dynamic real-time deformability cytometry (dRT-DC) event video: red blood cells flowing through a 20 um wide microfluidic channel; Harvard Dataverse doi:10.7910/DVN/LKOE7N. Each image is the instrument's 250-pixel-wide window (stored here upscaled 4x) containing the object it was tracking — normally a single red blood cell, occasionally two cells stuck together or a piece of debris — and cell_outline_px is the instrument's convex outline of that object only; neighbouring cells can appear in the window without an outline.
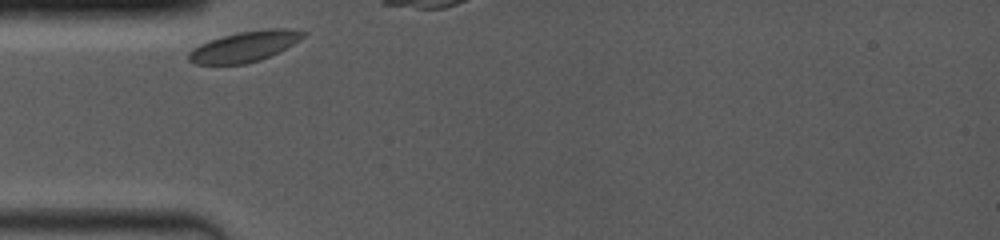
{"species": "common noctule bat (a hibernating species)", "species_latin": "Nyctalus noctula", "temperature_condition": "room temperature", "stored_images_in_passage": 51, "camera_frame_rate_fps": 4000, "um_per_image_px": 0.085, "animal": {"sex": "female", "body_mass_g": 19.0, "forearm_length_mm": 53.3}, "frame": {"image": 1, "passage_image": 1, "time_ms": 0.0, "image_size_px": [1000, 240], "cell_outline_px": [[308, 32], [304, 36], [292, 44], [260, 60], [244, 64], [196, 64], [188, 60], [188, 52], [192, 48], [200, 44], [224, 36], [240, 32], [268, 28], [284, 28]], "centroid_in_image_um": [20.76, 3.95], "position_along_channel_um": 64.2, "area_um2": 19.94}}
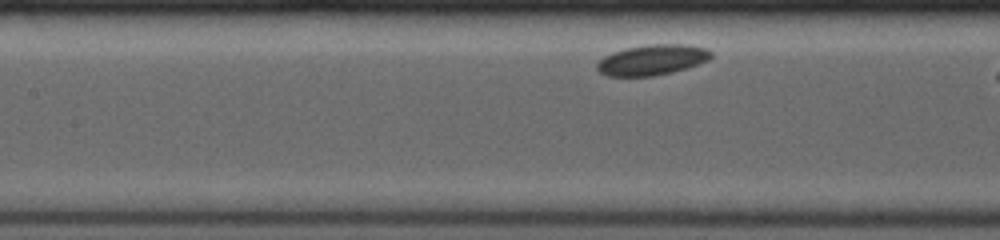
{"frame": {"image": 2, "passage_image": 18, "time_ms": 2.5, "image_size_px": [1000, 240], "cell_outline_px": [[712, 56], [708, 60], [688, 68], [672, 72], [652, 76], [608, 76], [600, 72], [596, 68], [596, 64], [604, 56], [612, 52], [624, 48], [644, 44], [688, 44], [708, 48], [712, 52]], "centroid_in_image_um": [55.45, 5.07], "position_along_channel_um": 152.0, "area_um2": 20.52}}
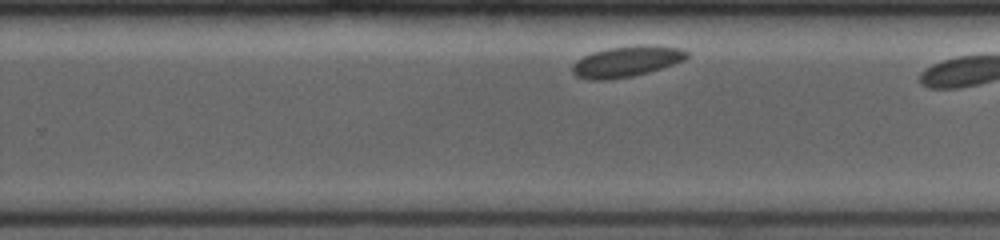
{"frame": {"image": 3, "passage_image": 42, "time_ms": 6.0, "image_size_px": [1000, 240], "cell_outline_px": [[688, 56], [684, 60], [648, 72], [632, 76], [608, 80], [588, 80], [576, 76], [572, 72], [572, 64], [576, 60], [592, 52], [608, 48], [636, 44], [656, 44], [680, 48], [688, 52]], "centroid_in_image_um": [53.24, 5.21], "position_along_channel_um": 276.6, "area_um2": 20.81}}